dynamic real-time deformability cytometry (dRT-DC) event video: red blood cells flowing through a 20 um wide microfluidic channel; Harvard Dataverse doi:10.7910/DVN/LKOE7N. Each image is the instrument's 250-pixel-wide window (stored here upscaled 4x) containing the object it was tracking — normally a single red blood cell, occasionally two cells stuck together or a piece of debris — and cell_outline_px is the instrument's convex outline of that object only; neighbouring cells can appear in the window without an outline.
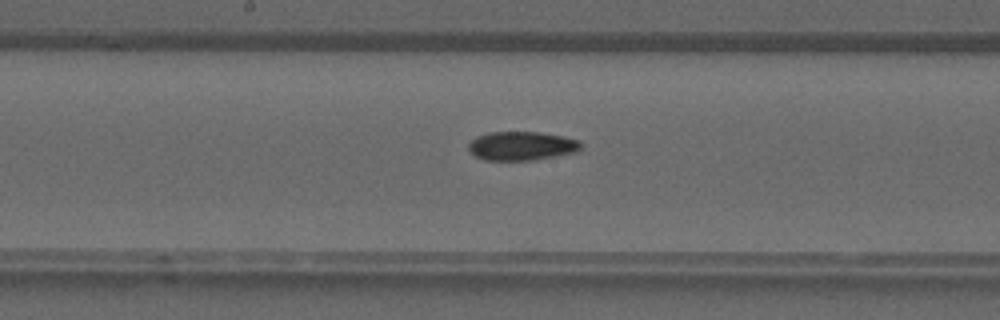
{"species": "common noctule bat (a hibernating species)", "species_latin": "Nyctalus noctula", "temperature_condition": "warm", "stored_images_in_passage": 34, "camera_frame_rate_fps": 3000, "um_per_image_px": 0.085, "animal": {"sex": "male", "forearm_length_mm": 52.5}, "frame": {"image": 1, "passage_image": 20, "time_ms": 6.333, "image_size_px": [1000, 320], "cell_outline_px": [[584, 144], [576, 152], [556, 156], [532, 160], [484, 160], [476, 156], [468, 148], [468, 144], [476, 136], [488, 132], [540, 132], [564, 136], [580, 140]], "centroid_in_image_um": [44.37, 12.39], "position_along_channel_um": 203.8, "area_um2": 19.02}}
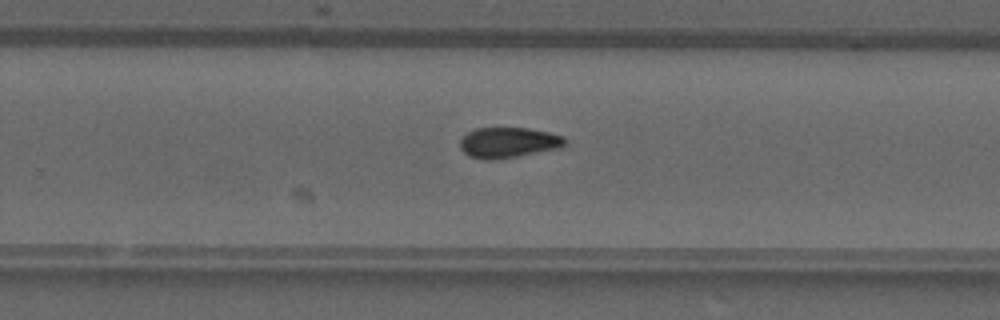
{"frame": {"image": 2, "passage_image": 25, "time_ms": 8.0, "image_size_px": [1000, 320], "cell_outline_px": [[568, 144], [564, 148], [496, 160], [484, 160], [468, 156], [460, 148], [460, 136], [476, 128], [528, 128], [548, 132], [564, 136], [568, 140]], "centroid_in_image_um": [43.25, 12.13], "position_along_channel_um": 286.5, "area_um2": 19.19}}
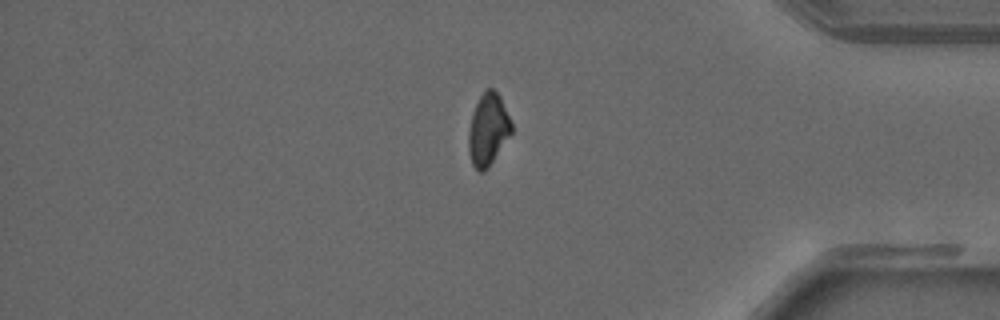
{"frame": {"image": 3, "passage_image": 33, "time_ms": 10.667, "image_size_px": [1000, 320], "cell_outline_px": [[512, 132], [488, 168], [484, 172], [480, 172], [472, 164], [468, 148], [468, 132], [472, 112], [484, 88], [492, 88], [500, 96], [512, 124]], "centroid_in_image_um": [41.47, 11.0], "position_along_channel_um": 393.7, "area_um2": 17.98}}